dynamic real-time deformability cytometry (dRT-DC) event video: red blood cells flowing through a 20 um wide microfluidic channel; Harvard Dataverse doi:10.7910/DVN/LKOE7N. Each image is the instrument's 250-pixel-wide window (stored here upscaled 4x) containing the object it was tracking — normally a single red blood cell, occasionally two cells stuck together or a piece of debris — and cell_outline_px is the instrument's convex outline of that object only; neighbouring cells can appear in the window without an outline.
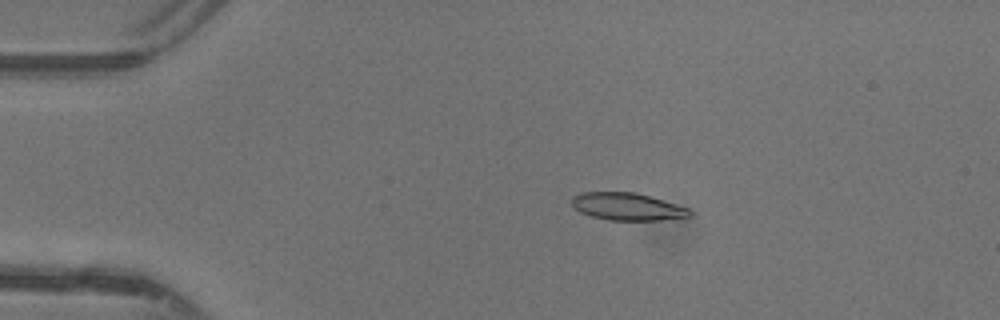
{"species": "common noctule bat (a hibernating species)", "species_latin": "Nyctalus noctula", "temperature_condition": "warm", "stored_images_in_passage": 39, "camera_frame_rate_fps": 3000, "um_per_image_px": 0.085, "animal": {"sex": "female"}, "frame": {"image": 1, "passage_image": 1, "time_ms": 0.0, "image_size_px": [1000, 320], "cell_outline_px": [[692, 216], [660, 220], [608, 220], [592, 216], [580, 212], [572, 204], [572, 196], [584, 192], [636, 192], [688, 208], [692, 212]], "centroid_in_image_um": [53.32, 17.56], "position_along_channel_um": 31.7, "area_um2": 18.67}}
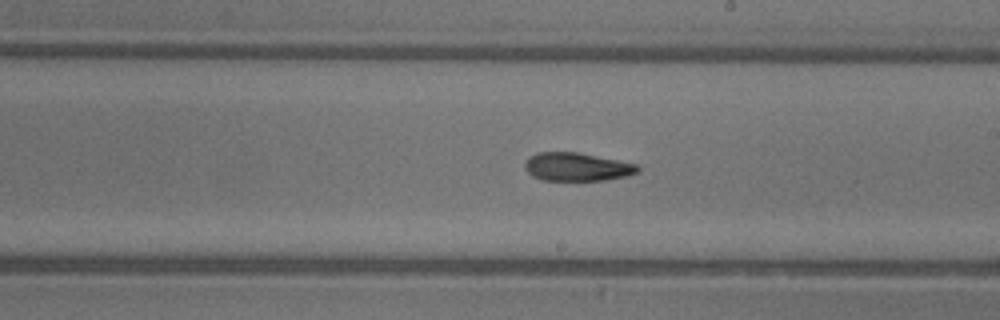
{"frame": {"image": 2, "passage_image": 19, "time_ms": 6.0, "image_size_px": [1000, 320], "cell_outline_px": [[640, 172], [628, 176], [604, 180], [544, 180], [532, 176], [524, 168], [524, 164], [528, 156], [536, 152], [576, 152], [636, 164], [640, 168]], "centroid_in_image_um": [49.02, 14.18], "position_along_channel_um": 240.0, "area_um2": 18.61}}
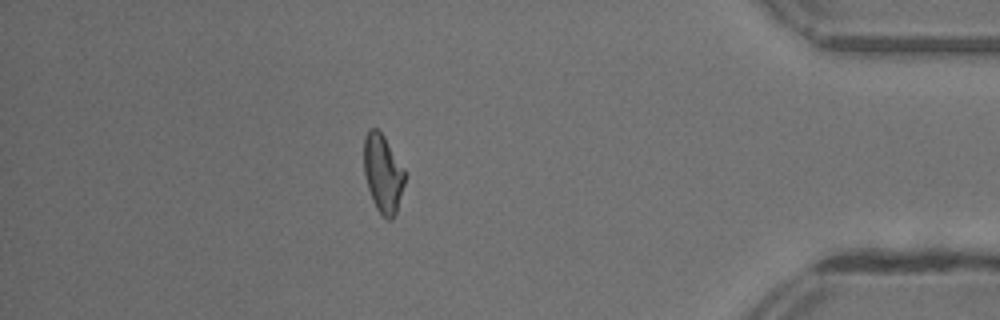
{"frame": {"image": 3, "passage_image": 33, "time_ms": 10.667, "image_size_px": [1000, 320], "cell_outline_px": [[404, 184], [396, 212], [392, 220], [388, 220], [376, 208], [372, 200], [368, 188], [364, 172], [364, 136], [368, 128], [376, 128], [384, 136], [404, 168]], "centroid_in_image_um": [32.53, 14.72], "position_along_channel_um": 402.7, "area_um2": 18.5}, "authors_computed_cell_mechanics": {"area_um2": 18.9584, "velocity_mm_per_s": 4.4026, "shape_relaxation_time_tau1_ms": 4.6774, "shape_relaxation_time_tau2_ms": 3.6158, "deformation_change_tau1": 0.1672, "deformation_change_tau2": 0.1174}}